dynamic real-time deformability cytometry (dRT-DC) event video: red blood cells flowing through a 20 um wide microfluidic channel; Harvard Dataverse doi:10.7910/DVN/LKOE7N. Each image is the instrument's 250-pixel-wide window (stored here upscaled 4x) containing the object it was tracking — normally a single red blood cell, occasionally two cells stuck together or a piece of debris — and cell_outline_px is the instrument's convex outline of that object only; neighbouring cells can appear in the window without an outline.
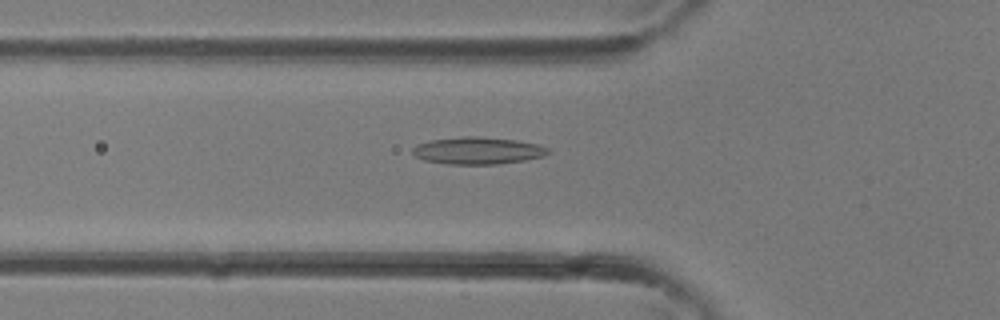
{"species": "common noctule bat (a hibernating species)", "species_latin": "Nyctalus noctula", "temperature_condition": "room temperature", "stored_images_in_passage": 37, "camera_frame_rate_fps": 3000, "um_per_image_px": 0.085, "animal": {"sex": "female"}, "frame": {"image": 1, "passage_image": 13, "time_ms": 4.0, "image_size_px": [1000, 320], "cell_outline_px": [[552, 152], [544, 156], [524, 160], [496, 164], [448, 164], [424, 160], [416, 156], [412, 152], [412, 148], [416, 144], [432, 140], [464, 136], [476, 136], [516, 140], [536, 144], [548, 148]], "centroid_in_image_um": [40.61, 12.8], "position_along_channel_um": 85.2, "area_um2": 21.33}}
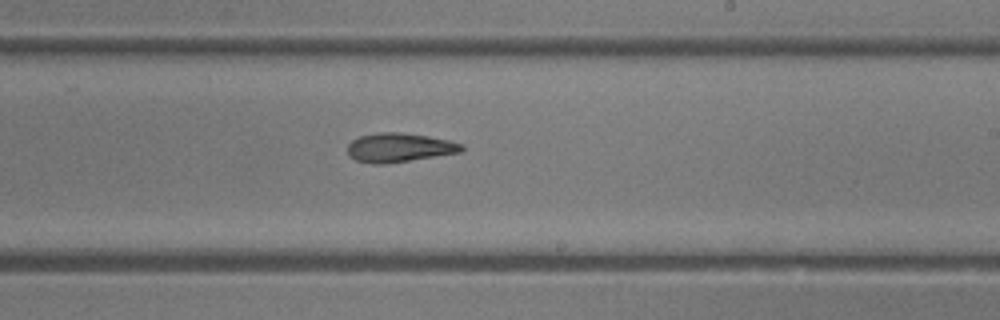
{"frame": {"image": 2, "passage_image": 22, "time_ms": 7.0, "image_size_px": [1000, 320], "cell_outline_px": [[464, 148], [460, 152], [384, 164], [372, 164], [356, 160], [348, 156], [348, 144], [352, 140], [360, 136], [376, 132], [400, 132], [428, 136], [448, 140], [464, 144]], "centroid_in_image_um": [33.9, 12.53], "position_along_channel_um": 255.1, "area_um2": 19.25}}
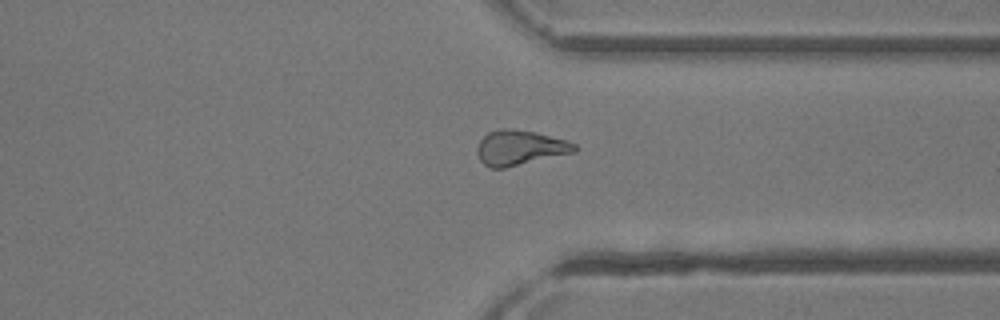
{"frame": {"image": 3, "passage_image": 28, "time_ms": 9.0, "image_size_px": [1000, 320], "cell_outline_px": [[580, 148], [576, 152], [504, 168], [488, 168], [480, 160], [476, 152], [476, 148], [480, 140], [488, 132], [500, 128], [504, 128], [536, 132], [564, 140], [576, 144]], "centroid_in_image_um": [44.18, 12.56], "position_along_channel_um": 367.2, "area_um2": 19.88}}